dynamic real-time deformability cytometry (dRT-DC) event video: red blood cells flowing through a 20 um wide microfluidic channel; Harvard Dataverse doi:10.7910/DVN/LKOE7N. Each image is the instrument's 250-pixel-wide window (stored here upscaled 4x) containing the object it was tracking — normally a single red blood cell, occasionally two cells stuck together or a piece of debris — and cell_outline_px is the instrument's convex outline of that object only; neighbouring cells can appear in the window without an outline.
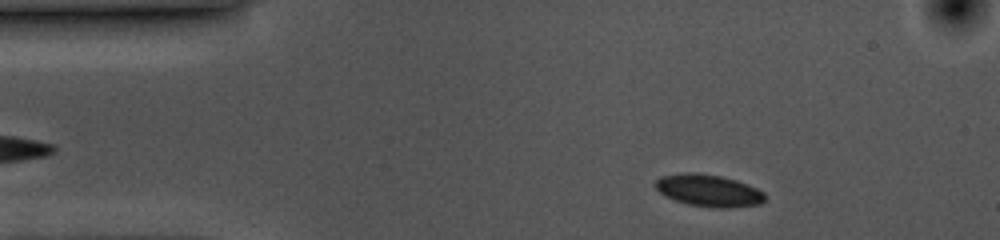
{"species": "common noctule bat (a hibernating species)", "species_latin": "Nyctalus noctula", "temperature_condition": "cold", "stored_images_in_passage": 41, "camera_frame_rate_fps": 3000, "um_per_image_px": 0.085, "animal": {"sex": "female", "body_mass_g": 10.0, "forearm_length_mm": 53.1}, "frame": {"image": 1, "passage_image": 4, "time_ms": 1.0, "image_size_px": [1000, 240], "cell_outline_px": [[764, 200], [760, 204], [724, 208], [716, 208], [688, 204], [664, 196], [652, 184], [660, 176], [684, 172], [692, 172], [720, 176], [736, 180], [748, 184], [764, 192]], "centroid_in_image_um": [60.19, 16.18], "position_along_channel_um": 24.8, "area_um2": 20.46}}
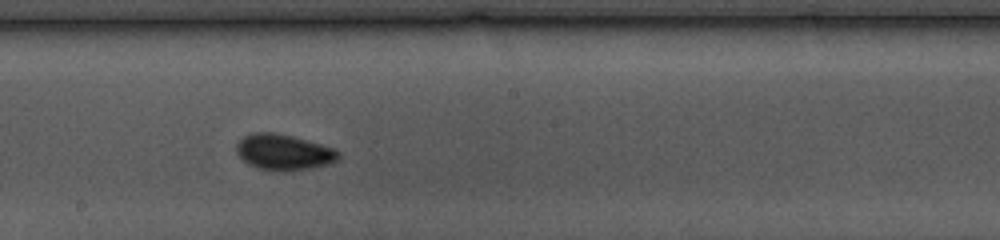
{"frame": {"image": 2, "passage_image": 25, "time_ms": 8.0, "image_size_px": [1000, 240], "cell_outline_px": [[340, 156], [336, 160], [328, 164], [288, 172], [276, 172], [256, 168], [248, 164], [236, 152], [236, 144], [244, 136], [252, 132], [272, 132], [292, 136], [336, 148], [340, 152]], "centroid_in_image_um": [24.11, 12.94], "position_along_channel_um": 224.1, "area_um2": 21.5}}
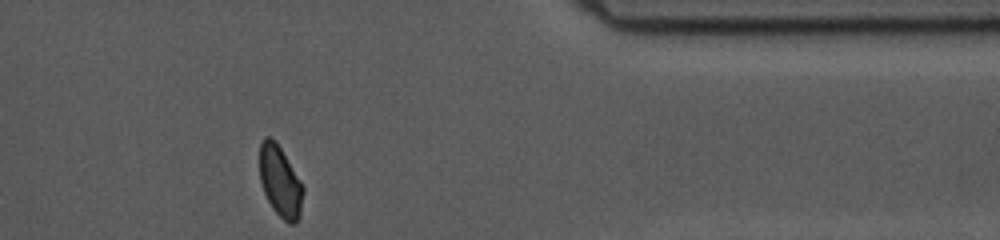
{"frame": {"image": 3, "passage_image": 41, "time_ms": 13.333, "image_size_px": [1000, 240], "cell_outline_px": [[304, 192], [300, 216], [296, 224], [288, 224], [272, 208], [264, 192], [260, 180], [260, 144], [264, 136], [272, 136], [276, 140], [300, 180], [304, 188]], "centroid_in_image_um": [23.82, 15.42], "position_along_channel_um": 387.6, "area_um2": 18.15}, "authors_computed_cell_mechanics": {"area_um2": 20.1144, "velocity_mm_per_s": 3.5506, "shape_relaxation_time_tau1_ms": 1.7206, "shape_relaxation_time_tau2_ms": null, "deformation_change_tau1": 0.072, "deformation_change_tau2": null}}